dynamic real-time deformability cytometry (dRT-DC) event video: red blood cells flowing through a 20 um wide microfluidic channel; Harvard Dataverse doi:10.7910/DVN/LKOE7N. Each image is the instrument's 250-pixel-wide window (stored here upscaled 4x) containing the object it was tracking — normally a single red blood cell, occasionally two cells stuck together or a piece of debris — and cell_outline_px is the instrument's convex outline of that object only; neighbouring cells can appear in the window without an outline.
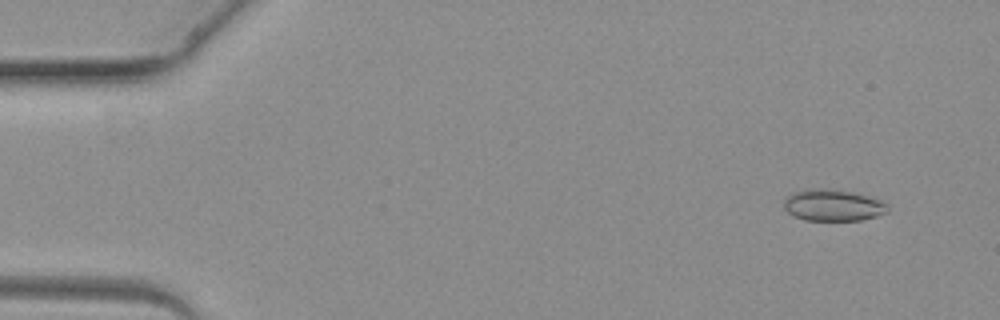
{"species": "common noctule bat (a hibernating species)", "species_latin": "Nyctalus noctula", "temperature_condition": "warm", "stored_images_in_passage": 4, "camera_frame_rate_fps": 3000, "um_per_image_px": 0.085, "animal": {"sex": "female", "body_mass_g": 19.3, "forearm_length_mm": 54.1}, "frame": {"image": 1, "passage_image": 1, "time_ms": 0.0, "image_size_px": [1000, 320], "cell_outline_px": [[888, 212], [876, 216], [860, 220], [804, 220], [792, 216], [784, 208], [784, 200], [792, 192], [804, 188], [832, 188], [852, 192], [884, 200], [888, 204]], "centroid_in_image_um": [70.8, 17.42], "position_along_channel_um": 14.2, "area_um2": 19.48}}